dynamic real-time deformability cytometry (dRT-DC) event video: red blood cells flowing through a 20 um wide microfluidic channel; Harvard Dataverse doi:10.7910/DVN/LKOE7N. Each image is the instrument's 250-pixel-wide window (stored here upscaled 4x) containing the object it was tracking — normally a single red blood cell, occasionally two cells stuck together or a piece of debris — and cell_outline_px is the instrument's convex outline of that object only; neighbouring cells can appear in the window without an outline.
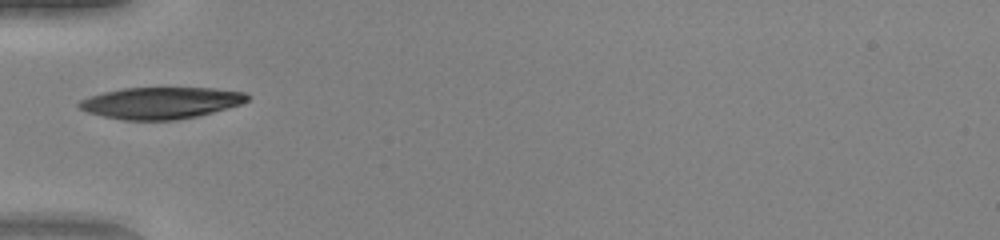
{"species": "human", "species_latin": "Homo sapiens", "temperature_condition": "warm", "stored_images_in_passage": 34, "camera_frame_rate_fps": 3000, "um_per_image_px": 0.085, "donor": {"sex": "female"}, "frame": {"image": 1, "passage_image": 1, "time_ms": 0.0, "image_size_px": [1000, 240], "cell_outline_px": [[248, 100], [240, 104], [228, 108], [196, 116], [176, 120], [124, 120], [104, 116], [88, 112], [80, 108], [76, 104], [80, 100], [88, 96], [104, 92], [124, 88], [216, 88], [244, 92], [248, 96]], "centroid_in_image_um": [13.66, 8.74], "position_along_channel_um": 71.3, "area_um2": 30.87}}
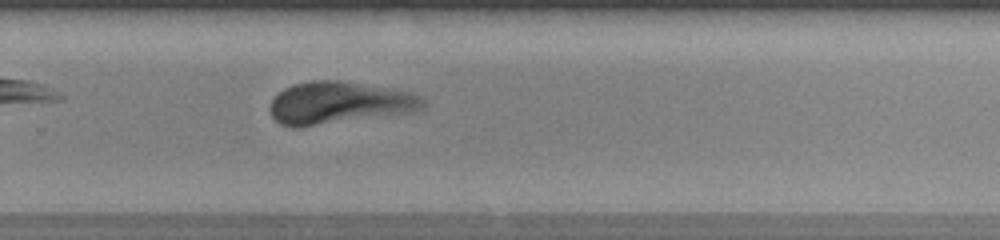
{"frame": {"image": 2, "passage_image": 18, "time_ms": 5.667, "image_size_px": [1000, 240], "cell_outline_px": [[424, 108], [416, 112], [292, 128], [280, 124], [272, 116], [268, 108], [272, 100], [284, 88], [292, 84], [308, 80], [340, 80], [392, 88], [412, 92], [420, 96], [424, 100]], "centroid_in_image_um": [28.83, 8.73], "position_along_channel_um": 301.0, "area_um2": 38.03}}
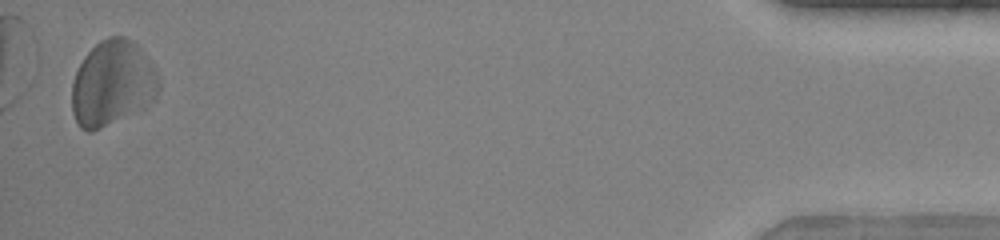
{"frame": {"image": 3, "passage_image": 33, "time_ms": 10.667, "image_size_px": [1000, 240], "cell_outline_px": [[160, 88], [156, 96], [144, 108], [92, 132], [88, 132], [80, 128], [76, 124], [72, 112], [72, 84], [76, 72], [84, 56], [100, 40], [108, 36], [124, 36], [132, 40], [140, 48], [152, 64], [160, 76]], "centroid_in_image_um": [9.56, 7.09], "position_along_channel_um": 425.6, "area_um2": 43.47}, "authors_computed_cell_mechanics": {"area_um2": 36.125, "velocity_mm_per_s": 4.0687, "shape_relaxation_time_tau1_ms": 1.0564, "shape_relaxation_time_tau2_ms": 1.5436, "deformation_change_tau1": 0.0658, "deformation_change_tau2": 0.099}}